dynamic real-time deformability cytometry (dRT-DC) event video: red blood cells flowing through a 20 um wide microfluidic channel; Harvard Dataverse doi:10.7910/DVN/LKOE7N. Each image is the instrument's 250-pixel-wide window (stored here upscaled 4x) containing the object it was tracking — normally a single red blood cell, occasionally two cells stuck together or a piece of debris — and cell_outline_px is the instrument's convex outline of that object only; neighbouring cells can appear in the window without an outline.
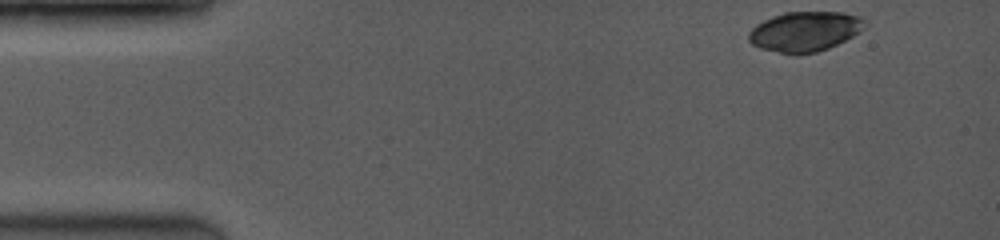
{"species": "common noctule bat (a hibernating species)", "species_latin": "Nyctalus noctula", "temperature_condition": "room temperature", "stored_images_in_passage": 22, "camera_frame_rate_fps": 3500, "um_per_image_px": 0.085, "animal": {"sex": "female", "body_mass_g": 19.0, "forearm_length_mm": 53.3}, "frame": {"image": 1, "passage_image": 1, "time_ms": 0.0, "image_size_px": [1000, 240], "cell_outline_px": [[868, 24], [860, 32], [828, 48], [816, 52], [780, 52], [760, 48], [752, 44], [748, 40], [748, 32], [756, 24], [772, 16], [784, 12], [844, 12], [860, 16], [868, 20]], "centroid_in_image_um": [68.44, 2.63], "position_along_channel_um": 16.6, "area_um2": 26.82}}
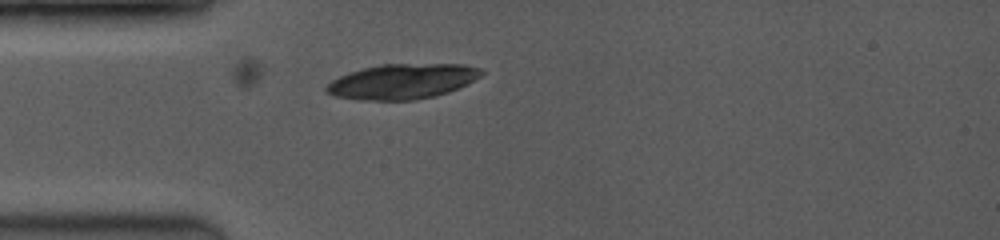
{"frame": {"image": 2, "passage_image": 16, "time_ms": 3.143, "image_size_px": [1000, 240], "cell_outline_px": [[484, 72], [480, 76], [468, 84], [448, 92], [436, 96], [412, 100], [356, 100], [336, 96], [324, 92], [324, 88], [332, 80], [348, 72], [364, 68], [384, 64], [464, 64], [480, 68]], "centroid_in_image_um": [34.19, 6.92], "position_along_channel_um": 50.8, "area_um2": 31.79}}